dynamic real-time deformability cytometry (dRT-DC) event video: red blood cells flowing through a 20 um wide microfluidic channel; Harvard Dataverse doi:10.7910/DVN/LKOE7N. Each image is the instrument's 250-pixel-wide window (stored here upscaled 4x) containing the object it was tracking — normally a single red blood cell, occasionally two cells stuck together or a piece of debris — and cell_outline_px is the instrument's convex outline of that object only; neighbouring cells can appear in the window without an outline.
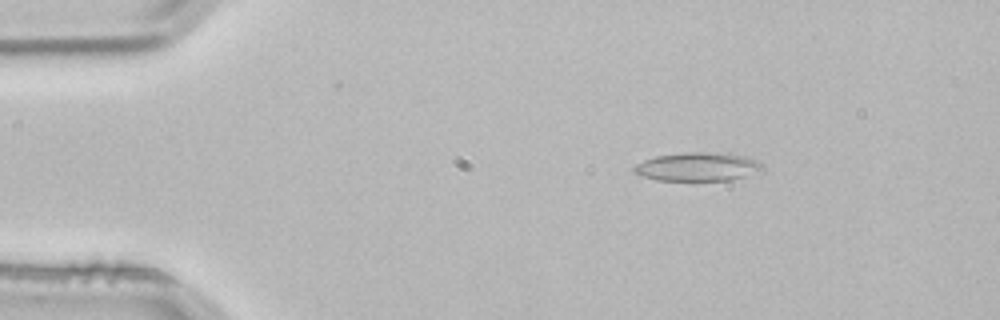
{"species": "common noctule bat (a hibernating species)", "species_latin": "Nyctalus noctula", "temperature_condition": "room temperature", "stored_images_in_passage": 3, "camera_frame_rate_fps": 3000, "um_per_image_px": 0.085, "animal": {"sex": "male", "body_mass_g": 21.5, "forearm_length_mm": 52.0}, "frame": {"image": 1, "passage_image": 2, "time_ms": 0.333, "image_size_px": [1000, 320], "cell_outline_px": [[764, 172], [732, 180], [656, 180], [644, 176], [636, 172], [632, 168], [636, 164], [644, 160], [656, 156], [684, 152], [716, 152], [744, 156], [756, 160], [764, 168]], "centroid_in_image_um": [59.37, 14.17], "position_along_channel_um": 25.6, "area_um2": 21.44}}